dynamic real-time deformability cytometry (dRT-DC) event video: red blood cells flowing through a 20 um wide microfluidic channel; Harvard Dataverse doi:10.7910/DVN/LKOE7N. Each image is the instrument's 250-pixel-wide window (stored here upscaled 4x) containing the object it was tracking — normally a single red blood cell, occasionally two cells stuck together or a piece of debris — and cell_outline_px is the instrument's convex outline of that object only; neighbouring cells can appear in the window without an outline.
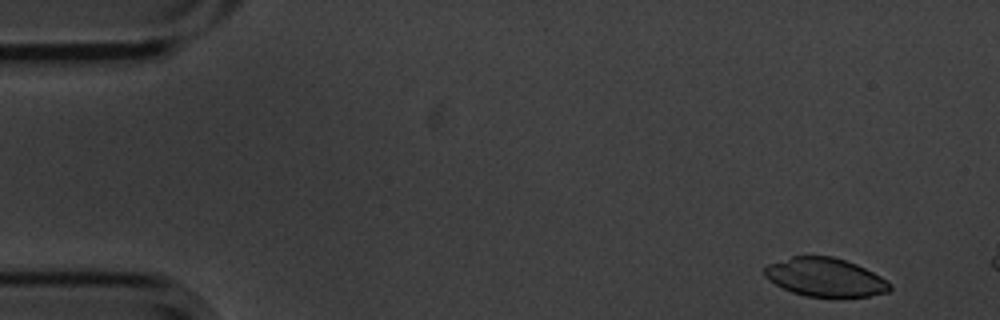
{"species": "common noctule bat (a hibernating species)", "species_latin": "Nyctalus noctula", "temperature_condition": "cold", "stored_images_in_passage": 3, "camera_frame_rate_fps": 3000, "um_per_image_px": 0.085, "animal": {"sex": "male", "body_mass_g": 20.1, "forearm_length_mm": 53.5}, "frame": {"image": 1, "passage_image": 1, "time_ms": 0.0, "image_size_px": [1000, 320], "cell_outline_px": [[892, 288], [888, 292], [868, 296], [804, 296], [792, 292], [768, 280], [764, 276], [764, 268], [768, 264], [792, 256], [832, 256], [856, 264], [880, 276], [892, 284]], "centroid_in_image_um": [70.13, 23.56], "position_along_channel_um": 14.9, "area_um2": 27.92}}